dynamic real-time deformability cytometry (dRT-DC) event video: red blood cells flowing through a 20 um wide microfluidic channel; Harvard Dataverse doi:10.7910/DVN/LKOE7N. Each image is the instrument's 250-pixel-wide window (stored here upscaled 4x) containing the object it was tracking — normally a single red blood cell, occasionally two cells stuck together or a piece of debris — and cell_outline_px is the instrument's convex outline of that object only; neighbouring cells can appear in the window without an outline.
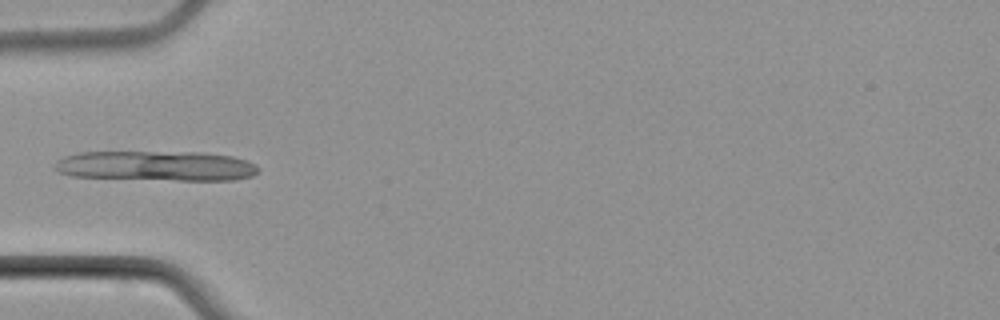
{"species": "common noctule bat (a hibernating species)", "species_latin": "Nyctalus noctula", "temperature_condition": "cold", "stored_images_in_passage": 5, "camera_frame_rate_fps": 3000, "um_per_image_px": 0.085, "animal": {"sex": "male", "body_mass_g": 21.5, "forearm_length_mm": 52.0}, "frame": {"image": 1, "passage_image": 4, "time_ms": 4.667, "image_size_px": [1000, 320], "cell_outline_px": [[260, 168], [252, 176], [232, 180], [176, 180], [72, 176], [60, 172], [52, 168], [56, 160], [64, 156], [80, 152], [204, 152], [232, 156], [256, 164]], "centroid_in_image_um": [13.27, 14.09], "position_along_channel_um": 71.7, "area_um2": 35.6}}
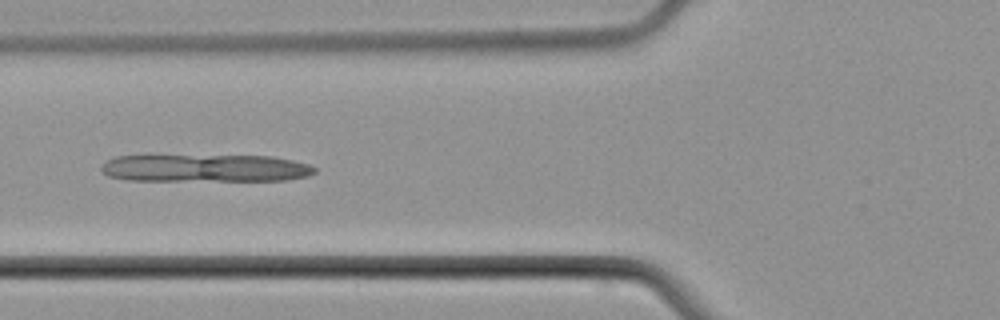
{"frame": {"image": 2, "passage_image": 5, "time_ms": 5.667, "image_size_px": [1000, 320], "cell_outline_px": [[316, 172], [308, 176], [288, 180], [128, 180], [108, 176], [100, 172], [100, 164], [104, 160], [116, 156], [144, 152], [148, 152], [272, 156], [292, 160], [308, 164], [316, 168]], "centroid_in_image_um": [17.26, 14.22], "position_along_channel_um": 108.5, "area_um2": 36.59}}